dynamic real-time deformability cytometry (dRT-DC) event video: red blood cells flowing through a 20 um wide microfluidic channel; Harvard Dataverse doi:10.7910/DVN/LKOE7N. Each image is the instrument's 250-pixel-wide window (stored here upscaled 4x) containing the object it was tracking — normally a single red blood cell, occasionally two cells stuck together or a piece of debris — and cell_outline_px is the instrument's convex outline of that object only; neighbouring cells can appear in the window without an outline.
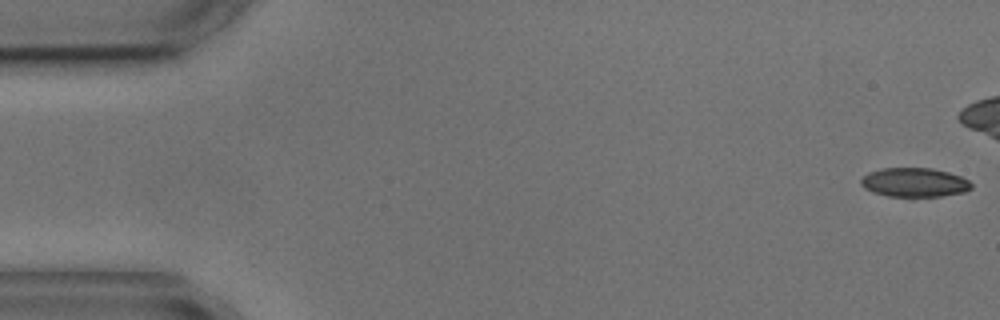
{"species": "common noctule bat (a hibernating species)", "species_latin": "Nyctalus noctula", "temperature_condition": "cold", "stored_images_in_passage": 5, "camera_frame_rate_fps": 3000, "um_per_image_px": 0.085, "animal": {"sex": "male", "body_mass_g": 17.9, "forearm_length_mm": 54.2}, "frame": {"image": 1, "passage_image": 1, "time_ms": 0.0, "image_size_px": [1000, 320], "cell_outline_px": [[972, 188], [964, 192], [940, 196], [888, 196], [872, 192], [864, 188], [860, 184], [860, 180], [868, 172], [880, 168], [932, 168], [948, 172], [960, 176], [968, 180], [972, 184]], "centroid_in_image_um": [77.7, 15.5], "position_along_channel_um": 7.3, "area_um2": 18.73}}